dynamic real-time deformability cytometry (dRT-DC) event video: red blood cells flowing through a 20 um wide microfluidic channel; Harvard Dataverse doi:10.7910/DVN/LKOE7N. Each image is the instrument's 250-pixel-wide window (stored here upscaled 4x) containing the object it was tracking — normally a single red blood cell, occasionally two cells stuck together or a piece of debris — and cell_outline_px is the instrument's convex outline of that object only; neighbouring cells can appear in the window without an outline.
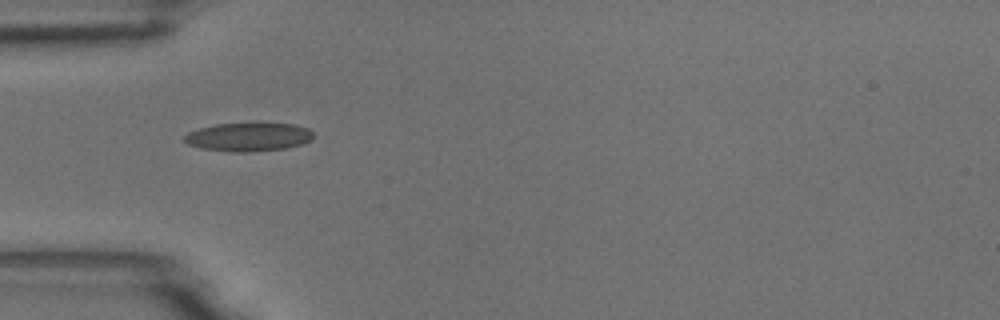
{"species": "common noctule bat (a hibernating species)", "species_latin": "Nyctalus noctula", "temperature_condition": "room temperature", "stored_images_in_passage": 1, "camera_frame_rate_fps": 3000, "um_per_image_px": 0.085, "animal": {"sex": "male", "body_mass_g": 18.8}, "frame": {"image": 1, "passage_image": 1, "time_ms": 0.0, "image_size_px": [1000, 320], "cell_outline_px": [[312, 140], [300, 144], [284, 148], [248, 152], [232, 152], [200, 148], [188, 144], [184, 140], [184, 136], [188, 132], [200, 128], [216, 124], [260, 120], [296, 124], [308, 128], [312, 132]], "centroid_in_image_um": [21.14, 11.58], "position_along_channel_um": 63.9, "area_um2": 22.31}}